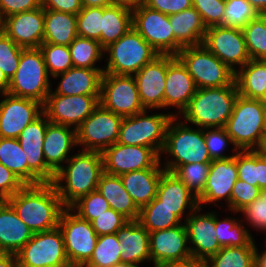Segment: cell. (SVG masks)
<instances>
[{
    "mask_svg": "<svg viewBox=\"0 0 266 267\" xmlns=\"http://www.w3.org/2000/svg\"><path fill=\"white\" fill-rule=\"evenodd\" d=\"M7 201L34 233L58 227L61 213L65 208L51 182L25 185Z\"/></svg>",
    "mask_w": 266,
    "mask_h": 267,
    "instance_id": "6da1fadb",
    "label": "cell"
},
{
    "mask_svg": "<svg viewBox=\"0 0 266 267\" xmlns=\"http://www.w3.org/2000/svg\"><path fill=\"white\" fill-rule=\"evenodd\" d=\"M65 163L67 166L63 165L55 173L51 183L64 207L70 208L80 198L97 190L104 167L102 154L95 151L79 150V153L70 157Z\"/></svg>",
    "mask_w": 266,
    "mask_h": 267,
    "instance_id": "7a4b0ae2",
    "label": "cell"
},
{
    "mask_svg": "<svg viewBox=\"0 0 266 267\" xmlns=\"http://www.w3.org/2000/svg\"><path fill=\"white\" fill-rule=\"evenodd\" d=\"M238 95L236 85L197 89L182 112L184 122L203 129L223 128L233 112Z\"/></svg>",
    "mask_w": 266,
    "mask_h": 267,
    "instance_id": "3957f363",
    "label": "cell"
},
{
    "mask_svg": "<svg viewBox=\"0 0 266 267\" xmlns=\"http://www.w3.org/2000/svg\"><path fill=\"white\" fill-rule=\"evenodd\" d=\"M174 116L167 127L162 153L172 157L164 164L165 171L173 172L178 166L191 163H211V157L204 139V129H192ZM178 123H177V122Z\"/></svg>",
    "mask_w": 266,
    "mask_h": 267,
    "instance_id": "277c9868",
    "label": "cell"
},
{
    "mask_svg": "<svg viewBox=\"0 0 266 267\" xmlns=\"http://www.w3.org/2000/svg\"><path fill=\"white\" fill-rule=\"evenodd\" d=\"M264 111L265 104L261 100L238 95L224 127L233 142V152L256 150L262 146L265 137Z\"/></svg>",
    "mask_w": 266,
    "mask_h": 267,
    "instance_id": "5b68a950",
    "label": "cell"
},
{
    "mask_svg": "<svg viewBox=\"0 0 266 267\" xmlns=\"http://www.w3.org/2000/svg\"><path fill=\"white\" fill-rule=\"evenodd\" d=\"M49 77L40 48H23L18 69L10 80L8 94L44 105L52 90Z\"/></svg>",
    "mask_w": 266,
    "mask_h": 267,
    "instance_id": "8992f818",
    "label": "cell"
},
{
    "mask_svg": "<svg viewBox=\"0 0 266 267\" xmlns=\"http://www.w3.org/2000/svg\"><path fill=\"white\" fill-rule=\"evenodd\" d=\"M107 66L104 73L133 76L159 54L134 29L104 49Z\"/></svg>",
    "mask_w": 266,
    "mask_h": 267,
    "instance_id": "52a82bcc",
    "label": "cell"
},
{
    "mask_svg": "<svg viewBox=\"0 0 266 267\" xmlns=\"http://www.w3.org/2000/svg\"><path fill=\"white\" fill-rule=\"evenodd\" d=\"M176 56L186 66L197 89L236 85L235 72L202 44L183 47Z\"/></svg>",
    "mask_w": 266,
    "mask_h": 267,
    "instance_id": "ba28073f",
    "label": "cell"
},
{
    "mask_svg": "<svg viewBox=\"0 0 266 267\" xmlns=\"http://www.w3.org/2000/svg\"><path fill=\"white\" fill-rule=\"evenodd\" d=\"M174 116L177 114L148 115L144 110L133 116L124 117L117 143L150 147L160 156L165 144L168 124Z\"/></svg>",
    "mask_w": 266,
    "mask_h": 267,
    "instance_id": "9c48e42d",
    "label": "cell"
},
{
    "mask_svg": "<svg viewBox=\"0 0 266 267\" xmlns=\"http://www.w3.org/2000/svg\"><path fill=\"white\" fill-rule=\"evenodd\" d=\"M16 255L19 267H60L69 262L59 227L34 233Z\"/></svg>",
    "mask_w": 266,
    "mask_h": 267,
    "instance_id": "30bf717a",
    "label": "cell"
},
{
    "mask_svg": "<svg viewBox=\"0 0 266 267\" xmlns=\"http://www.w3.org/2000/svg\"><path fill=\"white\" fill-rule=\"evenodd\" d=\"M123 117L99 105L76 129L77 146L102 153L117 143Z\"/></svg>",
    "mask_w": 266,
    "mask_h": 267,
    "instance_id": "8fae6325",
    "label": "cell"
},
{
    "mask_svg": "<svg viewBox=\"0 0 266 267\" xmlns=\"http://www.w3.org/2000/svg\"><path fill=\"white\" fill-rule=\"evenodd\" d=\"M72 211L71 208H64L58 227L63 236L68 261L86 264L93 255L98 235L91 222Z\"/></svg>",
    "mask_w": 266,
    "mask_h": 267,
    "instance_id": "7c38bea8",
    "label": "cell"
},
{
    "mask_svg": "<svg viewBox=\"0 0 266 267\" xmlns=\"http://www.w3.org/2000/svg\"><path fill=\"white\" fill-rule=\"evenodd\" d=\"M100 105L121 117H130L146 110L140 100L134 76L103 73Z\"/></svg>",
    "mask_w": 266,
    "mask_h": 267,
    "instance_id": "4fadbf2b",
    "label": "cell"
},
{
    "mask_svg": "<svg viewBox=\"0 0 266 267\" xmlns=\"http://www.w3.org/2000/svg\"><path fill=\"white\" fill-rule=\"evenodd\" d=\"M49 120L42 113L36 120L28 124L17 138L24 150L28 163V185L52 182L55 173L46 165L43 142Z\"/></svg>",
    "mask_w": 266,
    "mask_h": 267,
    "instance_id": "5bb4252c",
    "label": "cell"
},
{
    "mask_svg": "<svg viewBox=\"0 0 266 267\" xmlns=\"http://www.w3.org/2000/svg\"><path fill=\"white\" fill-rule=\"evenodd\" d=\"M202 45L234 72L237 71L236 66L241 69L251 59L243 31L239 28L208 27Z\"/></svg>",
    "mask_w": 266,
    "mask_h": 267,
    "instance_id": "9a60e30c",
    "label": "cell"
},
{
    "mask_svg": "<svg viewBox=\"0 0 266 267\" xmlns=\"http://www.w3.org/2000/svg\"><path fill=\"white\" fill-rule=\"evenodd\" d=\"M48 94L43 113L49 122L77 129L100 105V96Z\"/></svg>",
    "mask_w": 266,
    "mask_h": 267,
    "instance_id": "2e32d148",
    "label": "cell"
},
{
    "mask_svg": "<svg viewBox=\"0 0 266 267\" xmlns=\"http://www.w3.org/2000/svg\"><path fill=\"white\" fill-rule=\"evenodd\" d=\"M132 24L158 54L174 55V34L168 15L143 4L132 9Z\"/></svg>",
    "mask_w": 266,
    "mask_h": 267,
    "instance_id": "e0dca14e",
    "label": "cell"
},
{
    "mask_svg": "<svg viewBox=\"0 0 266 267\" xmlns=\"http://www.w3.org/2000/svg\"><path fill=\"white\" fill-rule=\"evenodd\" d=\"M104 172L121 176L131 171L152 168L160 156L150 147L115 143L102 153Z\"/></svg>",
    "mask_w": 266,
    "mask_h": 267,
    "instance_id": "ac0fdd59",
    "label": "cell"
},
{
    "mask_svg": "<svg viewBox=\"0 0 266 267\" xmlns=\"http://www.w3.org/2000/svg\"><path fill=\"white\" fill-rule=\"evenodd\" d=\"M0 101V137L18 138L22 130L43 113V105L35 100L9 94Z\"/></svg>",
    "mask_w": 266,
    "mask_h": 267,
    "instance_id": "d6986e66",
    "label": "cell"
},
{
    "mask_svg": "<svg viewBox=\"0 0 266 267\" xmlns=\"http://www.w3.org/2000/svg\"><path fill=\"white\" fill-rule=\"evenodd\" d=\"M201 209V207H198L193 212L186 215L183 223L187 231L192 257L206 262L211 256L215 255L221 247L216 238L215 212L199 214L198 212H200Z\"/></svg>",
    "mask_w": 266,
    "mask_h": 267,
    "instance_id": "ffe728a7",
    "label": "cell"
},
{
    "mask_svg": "<svg viewBox=\"0 0 266 267\" xmlns=\"http://www.w3.org/2000/svg\"><path fill=\"white\" fill-rule=\"evenodd\" d=\"M167 68L168 54H159L133 75L141 103L146 110L164 108Z\"/></svg>",
    "mask_w": 266,
    "mask_h": 267,
    "instance_id": "44dd1931",
    "label": "cell"
},
{
    "mask_svg": "<svg viewBox=\"0 0 266 267\" xmlns=\"http://www.w3.org/2000/svg\"><path fill=\"white\" fill-rule=\"evenodd\" d=\"M184 223L172 228L149 232L152 265L183 261L192 257Z\"/></svg>",
    "mask_w": 266,
    "mask_h": 267,
    "instance_id": "7402d4cb",
    "label": "cell"
},
{
    "mask_svg": "<svg viewBox=\"0 0 266 267\" xmlns=\"http://www.w3.org/2000/svg\"><path fill=\"white\" fill-rule=\"evenodd\" d=\"M238 180L237 151L228 159L212 160L203 191L197 196L199 207L202 204L216 203L222 199L230 203L233 186Z\"/></svg>",
    "mask_w": 266,
    "mask_h": 267,
    "instance_id": "603a6c76",
    "label": "cell"
},
{
    "mask_svg": "<svg viewBox=\"0 0 266 267\" xmlns=\"http://www.w3.org/2000/svg\"><path fill=\"white\" fill-rule=\"evenodd\" d=\"M2 31L20 47L39 48L44 38V8L4 18Z\"/></svg>",
    "mask_w": 266,
    "mask_h": 267,
    "instance_id": "cb8c5ba5",
    "label": "cell"
},
{
    "mask_svg": "<svg viewBox=\"0 0 266 267\" xmlns=\"http://www.w3.org/2000/svg\"><path fill=\"white\" fill-rule=\"evenodd\" d=\"M164 109L175 106L178 113L188 107L197 87L186 66L175 55L168 54V68L165 79Z\"/></svg>",
    "mask_w": 266,
    "mask_h": 267,
    "instance_id": "d4e9b609",
    "label": "cell"
},
{
    "mask_svg": "<svg viewBox=\"0 0 266 267\" xmlns=\"http://www.w3.org/2000/svg\"><path fill=\"white\" fill-rule=\"evenodd\" d=\"M156 198L161 205L172 210L182 220L186 208L189 213L199 207L198 197L173 172L164 171L161 175Z\"/></svg>",
    "mask_w": 266,
    "mask_h": 267,
    "instance_id": "484cf974",
    "label": "cell"
},
{
    "mask_svg": "<svg viewBox=\"0 0 266 267\" xmlns=\"http://www.w3.org/2000/svg\"><path fill=\"white\" fill-rule=\"evenodd\" d=\"M77 146L76 129L49 122L43 142L46 165L56 173L71 156V148Z\"/></svg>",
    "mask_w": 266,
    "mask_h": 267,
    "instance_id": "4316f807",
    "label": "cell"
},
{
    "mask_svg": "<svg viewBox=\"0 0 266 267\" xmlns=\"http://www.w3.org/2000/svg\"><path fill=\"white\" fill-rule=\"evenodd\" d=\"M33 234L11 204L0 201V253L17 254Z\"/></svg>",
    "mask_w": 266,
    "mask_h": 267,
    "instance_id": "83f0119b",
    "label": "cell"
},
{
    "mask_svg": "<svg viewBox=\"0 0 266 267\" xmlns=\"http://www.w3.org/2000/svg\"><path fill=\"white\" fill-rule=\"evenodd\" d=\"M161 166L160 156V160L152 168L131 171L120 176L124 188L139 209L156 197L161 175L165 171Z\"/></svg>",
    "mask_w": 266,
    "mask_h": 267,
    "instance_id": "f1b7e54d",
    "label": "cell"
},
{
    "mask_svg": "<svg viewBox=\"0 0 266 267\" xmlns=\"http://www.w3.org/2000/svg\"><path fill=\"white\" fill-rule=\"evenodd\" d=\"M121 245V262L139 265L151 262L149 231L138 221H128L116 232Z\"/></svg>",
    "mask_w": 266,
    "mask_h": 267,
    "instance_id": "f546056e",
    "label": "cell"
},
{
    "mask_svg": "<svg viewBox=\"0 0 266 267\" xmlns=\"http://www.w3.org/2000/svg\"><path fill=\"white\" fill-rule=\"evenodd\" d=\"M104 69L72 67L52 78L61 77L54 94L66 96H100L101 79Z\"/></svg>",
    "mask_w": 266,
    "mask_h": 267,
    "instance_id": "4dcf8cb0",
    "label": "cell"
},
{
    "mask_svg": "<svg viewBox=\"0 0 266 267\" xmlns=\"http://www.w3.org/2000/svg\"><path fill=\"white\" fill-rule=\"evenodd\" d=\"M174 34V55L183 47L201 45L207 27L204 25L199 12L192 6L177 14L169 16Z\"/></svg>",
    "mask_w": 266,
    "mask_h": 267,
    "instance_id": "1f68e13d",
    "label": "cell"
},
{
    "mask_svg": "<svg viewBox=\"0 0 266 267\" xmlns=\"http://www.w3.org/2000/svg\"><path fill=\"white\" fill-rule=\"evenodd\" d=\"M97 190L109 202L110 208L122 214L129 221L139 219L140 209L124 188L120 176L103 173L98 181Z\"/></svg>",
    "mask_w": 266,
    "mask_h": 267,
    "instance_id": "d6a6232c",
    "label": "cell"
},
{
    "mask_svg": "<svg viewBox=\"0 0 266 267\" xmlns=\"http://www.w3.org/2000/svg\"><path fill=\"white\" fill-rule=\"evenodd\" d=\"M77 36L76 14L44 9L43 43L69 46Z\"/></svg>",
    "mask_w": 266,
    "mask_h": 267,
    "instance_id": "836d02e7",
    "label": "cell"
},
{
    "mask_svg": "<svg viewBox=\"0 0 266 267\" xmlns=\"http://www.w3.org/2000/svg\"><path fill=\"white\" fill-rule=\"evenodd\" d=\"M235 83L240 96L261 100L266 92V61L250 59L235 72Z\"/></svg>",
    "mask_w": 266,
    "mask_h": 267,
    "instance_id": "e575fe53",
    "label": "cell"
},
{
    "mask_svg": "<svg viewBox=\"0 0 266 267\" xmlns=\"http://www.w3.org/2000/svg\"><path fill=\"white\" fill-rule=\"evenodd\" d=\"M132 28L131 8L117 4L103 7L101 47L105 49Z\"/></svg>",
    "mask_w": 266,
    "mask_h": 267,
    "instance_id": "d590c367",
    "label": "cell"
},
{
    "mask_svg": "<svg viewBox=\"0 0 266 267\" xmlns=\"http://www.w3.org/2000/svg\"><path fill=\"white\" fill-rule=\"evenodd\" d=\"M215 212V230L216 238L220 247H241V246H256L251 233L241 223L242 220L235 218H224L219 220Z\"/></svg>",
    "mask_w": 266,
    "mask_h": 267,
    "instance_id": "8d00e7d4",
    "label": "cell"
},
{
    "mask_svg": "<svg viewBox=\"0 0 266 267\" xmlns=\"http://www.w3.org/2000/svg\"><path fill=\"white\" fill-rule=\"evenodd\" d=\"M238 179L259 188L266 186V162L256 150L237 151Z\"/></svg>",
    "mask_w": 266,
    "mask_h": 267,
    "instance_id": "74e56055",
    "label": "cell"
},
{
    "mask_svg": "<svg viewBox=\"0 0 266 267\" xmlns=\"http://www.w3.org/2000/svg\"><path fill=\"white\" fill-rule=\"evenodd\" d=\"M138 221L149 231H159L182 224L172 210L161 205L156 197L140 209Z\"/></svg>",
    "mask_w": 266,
    "mask_h": 267,
    "instance_id": "f35d334b",
    "label": "cell"
},
{
    "mask_svg": "<svg viewBox=\"0 0 266 267\" xmlns=\"http://www.w3.org/2000/svg\"><path fill=\"white\" fill-rule=\"evenodd\" d=\"M68 47L73 67L104 69L95 65L105 56L99 41L77 36Z\"/></svg>",
    "mask_w": 266,
    "mask_h": 267,
    "instance_id": "ab89813d",
    "label": "cell"
},
{
    "mask_svg": "<svg viewBox=\"0 0 266 267\" xmlns=\"http://www.w3.org/2000/svg\"><path fill=\"white\" fill-rule=\"evenodd\" d=\"M0 163L28 185V163L17 138L0 137Z\"/></svg>",
    "mask_w": 266,
    "mask_h": 267,
    "instance_id": "60d3db41",
    "label": "cell"
},
{
    "mask_svg": "<svg viewBox=\"0 0 266 267\" xmlns=\"http://www.w3.org/2000/svg\"><path fill=\"white\" fill-rule=\"evenodd\" d=\"M257 246L222 247L206 261L207 267H255Z\"/></svg>",
    "mask_w": 266,
    "mask_h": 267,
    "instance_id": "b9f144b4",
    "label": "cell"
},
{
    "mask_svg": "<svg viewBox=\"0 0 266 267\" xmlns=\"http://www.w3.org/2000/svg\"><path fill=\"white\" fill-rule=\"evenodd\" d=\"M242 31L250 58L266 61V13H258Z\"/></svg>",
    "mask_w": 266,
    "mask_h": 267,
    "instance_id": "7bdbcfd3",
    "label": "cell"
},
{
    "mask_svg": "<svg viewBox=\"0 0 266 267\" xmlns=\"http://www.w3.org/2000/svg\"><path fill=\"white\" fill-rule=\"evenodd\" d=\"M121 262V245L115 234L98 236L96 246L85 267H111Z\"/></svg>",
    "mask_w": 266,
    "mask_h": 267,
    "instance_id": "ee69618b",
    "label": "cell"
},
{
    "mask_svg": "<svg viewBox=\"0 0 266 267\" xmlns=\"http://www.w3.org/2000/svg\"><path fill=\"white\" fill-rule=\"evenodd\" d=\"M39 48L43 53L45 65L51 77L73 67L68 46L42 43Z\"/></svg>",
    "mask_w": 266,
    "mask_h": 267,
    "instance_id": "f6af8a7d",
    "label": "cell"
},
{
    "mask_svg": "<svg viewBox=\"0 0 266 267\" xmlns=\"http://www.w3.org/2000/svg\"><path fill=\"white\" fill-rule=\"evenodd\" d=\"M257 16V11L247 0H225L223 26L243 29Z\"/></svg>",
    "mask_w": 266,
    "mask_h": 267,
    "instance_id": "bcb514c9",
    "label": "cell"
},
{
    "mask_svg": "<svg viewBox=\"0 0 266 267\" xmlns=\"http://www.w3.org/2000/svg\"><path fill=\"white\" fill-rule=\"evenodd\" d=\"M103 7H83L77 14V35L101 45Z\"/></svg>",
    "mask_w": 266,
    "mask_h": 267,
    "instance_id": "7dc6e473",
    "label": "cell"
},
{
    "mask_svg": "<svg viewBox=\"0 0 266 267\" xmlns=\"http://www.w3.org/2000/svg\"><path fill=\"white\" fill-rule=\"evenodd\" d=\"M210 163H191L178 166L173 173L197 196L203 191Z\"/></svg>",
    "mask_w": 266,
    "mask_h": 267,
    "instance_id": "c3c4849f",
    "label": "cell"
},
{
    "mask_svg": "<svg viewBox=\"0 0 266 267\" xmlns=\"http://www.w3.org/2000/svg\"><path fill=\"white\" fill-rule=\"evenodd\" d=\"M70 208L81 218L91 222L110 209V205L104 196L95 190L80 198Z\"/></svg>",
    "mask_w": 266,
    "mask_h": 267,
    "instance_id": "681fc988",
    "label": "cell"
},
{
    "mask_svg": "<svg viewBox=\"0 0 266 267\" xmlns=\"http://www.w3.org/2000/svg\"><path fill=\"white\" fill-rule=\"evenodd\" d=\"M23 47L15 44L3 31H0V69L11 80L20 61Z\"/></svg>",
    "mask_w": 266,
    "mask_h": 267,
    "instance_id": "f907efd6",
    "label": "cell"
},
{
    "mask_svg": "<svg viewBox=\"0 0 266 267\" xmlns=\"http://www.w3.org/2000/svg\"><path fill=\"white\" fill-rule=\"evenodd\" d=\"M204 139L207 146V150L211 157V160L228 159L234 155L223 154L222 151L226 150L227 144H232L231 137L227 134L226 129L223 128H204Z\"/></svg>",
    "mask_w": 266,
    "mask_h": 267,
    "instance_id": "816d5d0a",
    "label": "cell"
},
{
    "mask_svg": "<svg viewBox=\"0 0 266 267\" xmlns=\"http://www.w3.org/2000/svg\"><path fill=\"white\" fill-rule=\"evenodd\" d=\"M192 6L199 12L207 28L223 26L225 0H192Z\"/></svg>",
    "mask_w": 266,
    "mask_h": 267,
    "instance_id": "f5cc1de1",
    "label": "cell"
},
{
    "mask_svg": "<svg viewBox=\"0 0 266 267\" xmlns=\"http://www.w3.org/2000/svg\"><path fill=\"white\" fill-rule=\"evenodd\" d=\"M260 188L248 184L243 180H237L233 186L230 203L227 205L229 211L238 213L248 204L259 198Z\"/></svg>",
    "mask_w": 266,
    "mask_h": 267,
    "instance_id": "db71d44e",
    "label": "cell"
},
{
    "mask_svg": "<svg viewBox=\"0 0 266 267\" xmlns=\"http://www.w3.org/2000/svg\"><path fill=\"white\" fill-rule=\"evenodd\" d=\"M129 220L122 214L110 208L102 215L91 221V225L98 236L115 234L121 227H123Z\"/></svg>",
    "mask_w": 266,
    "mask_h": 267,
    "instance_id": "11a10c76",
    "label": "cell"
},
{
    "mask_svg": "<svg viewBox=\"0 0 266 267\" xmlns=\"http://www.w3.org/2000/svg\"><path fill=\"white\" fill-rule=\"evenodd\" d=\"M239 212L244 215L247 224L249 222L256 230L266 232V201L259 197Z\"/></svg>",
    "mask_w": 266,
    "mask_h": 267,
    "instance_id": "9f6ffc18",
    "label": "cell"
},
{
    "mask_svg": "<svg viewBox=\"0 0 266 267\" xmlns=\"http://www.w3.org/2000/svg\"><path fill=\"white\" fill-rule=\"evenodd\" d=\"M24 186L17 175L0 163V201H7Z\"/></svg>",
    "mask_w": 266,
    "mask_h": 267,
    "instance_id": "6f0895ef",
    "label": "cell"
},
{
    "mask_svg": "<svg viewBox=\"0 0 266 267\" xmlns=\"http://www.w3.org/2000/svg\"><path fill=\"white\" fill-rule=\"evenodd\" d=\"M41 7V0H0V19Z\"/></svg>",
    "mask_w": 266,
    "mask_h": 267,
    "instance_id": "680465c9",
    "label": "cell"
},
{
    "mask_svg": "<svg viewBox=\"0 0 266 267\" xmlns=\"http://www.w3.org/2000/svg\"><path fill=\"white\" fill-rule=\"evenodd\" d=\"M144 5L170 16L191 8L192 0H145Z\"/></svg>",
    "mask_w": 266,
    "mask_h": 267,
    "instance_id": "91938a15",
    "label": "cell"
},
{
    "mask_svg": "<svg viewBox=\"0 0 266 267\" xmlns=\"http://www.w3.org/2000/svg\"><path fill=\"white\" fill-rule=\"evenodd\" d=\"M44 9L78 14L83 8L81 0H41Z\"/></svg>",
    "mask_w": 266,
    "mask_h": 267,
    "instance_id": "94428289",
    "label": "cell"
},
{
    "mask_svg": "<svg viewBox=\"0 0 266 267\" xmlns=\"http://www.w3.org/2000/svg\"><path fill=\"white\" fill-rule=\"evenodd\" d=\"M154 267H207V266L205 261L191 257L183 261L164 262L161 264H157Z\"/></svg>",
    "mask_w": 266,
    "mask_h": 267,
    "instance_id": "6125c7cd",
    "label": "cell"
},
{
    "mask_svg": "<svg viewBox=\"0 0 266 267\" xmlns=\"http://www.w3.org/2000/svg\"><path fill=\"white\" fill-rule=\"evenodd\" d=\"M0 267H19L17 255L0 253Z\"/></svg>",
    "mask_w": 266,
    "mask_h": 267,
    "instance_id": "be15d7a7",
    "label": "cell"
},
{
    "mask_svg": "<svg viewBox=\"0 0 266 267\" xmlns=\"http://www.w3.org/2000/svg\"><path fill=\"white\" fill-rule=\"evenodd\" d=\"M83 7H109L115 5L114 0H81Z\"/></svg>",
    "mask_w": 266,
    "mask_h": 267,
    "instance_id": "e7e4bbea",
    "label": "cell"
},
{
    "mask_svg": "<svg viewBox=\"0 0 266 267\" xmlns=\"http://www.w3.org/2000/svg\"><path fill=\"white\" fill-rule=\"evenodd\" d=\"M114 1L115 4L117 5H123L131 9L139 7L145 3V0H114Z\"/></svg>",
    "mask_w": 266,
    "mask_h": 267,
    "instance_id": "03108f58",
    "label": "cell"
},
{
    "mask_svg": "<svg viewBox=\"0 0 266 267\" xmlns=\"http://www.w3.org/2000/svg\"><path fill=\"white\" fill-rule=\"evenodd\" d=\"M10 80L5 76V74L0 69V94H8Z\"/></svg>",
    "mask_w": 266,
    "mask_h": 267,
    "instance_id": "003e7915",
    "label": "cell"
},
{
    "mask_svg": "<svg viewBox=\"0 0 266 267\" xmlns=\"http://www.w3.org/2000/svg\"><path fill=\"white\" fill-rule=\"evenodd\" d=\"M257 13H266V0H247Z\"/></svg>",
    "mask_w": 266,
    "mask_h": 267,
    "instance_id": "a7ac6f4b",
    "label": "cell"
},
{
    "mask_svg": "<svg viewBox=\"0 0 266 267\" xmlns=\"http://www.w3.org/2000/svg\"><path fill=\"white\" fill-rule=\"evenodd\" d=\"M255 267H266V251L259 252L258 248L255 251Z\"/></svg>",
    "mask_w": 266,
    "mask_h": 267,
    "instance_id": "89a4df30",
    "label": "cell"
},
{
    "mask_svg": "<svg viewBox=\"0 0 266 267\" xmlns=\"http://www.w3.org/2000/svg\"><path fill=\"white\" fill-rule=\"evenodd\" d=\"M111 267H140V266L133 264V263H128V262H118L117 264Z\"/></svg>",
    "mask_w": 266,
    "mask_h": 267,
    "instance_id": "2644e50d",
    "label": "cell"
},
{
    "mask_svg": "<svg viewBox=\"0 0 266 267\" xmlns=\"http://www.w3.org/2000/svg\"><path fill=\"white\" fill-rule=\"evenodd\" d=\"M60 267H85V264L68 262L67 264Z\"/></svg>",
    "mask_w": 266,
    "mask_h": 267,
    "instance_id": "8c879c8a",
    "label": "cell"
},
{
    "mask_svg": "<svg viewBox=\"0 0 266 267\" xmlns=\"http://www.w3.org/2000/svg\"><path fill=\"white\" fill-rule=\"evenodd\" d=\"M259 197H260L262 200L266 201V186L260 188V195H259Z\"/></svg>",
    "mask_w": 266,
    "mask_h": 267,
    "instance_id": "753ad0ef",
    "label": "cell"
},
{
    "mask_svg": "<svg viewBox=\"0 0 266 267\" xmlns=\"http://www.w3.org/2000/svg\"><path fill=\"white\" fill-rule=\"evenodd\" d=\"M256 151H266V136L264 137L262 146L258 149H256Z\"/></svg>",
    "mask_w": 266,
    "mask_h": 267,
    "instance_id": "34e18365",
    "label": "cell"
},
{
    "mask_svg": "<svg viewBox=\"0 0 266 267\" xmlns=\"http://www.w3.org/2000/svg\"><path fill=\"white\" fill-rule=\"evenodd\" d=\"M264 135L266 136V104H265V111H264Z\"/></svg>",
    "mask_w": 266,
    "mask_h": 267,
    "instance_id": "11e5206c",
    "label": "cell"
},
{
    "mask_svg": "<svg viewBox=\"0 0 266 267\" xmlns=\"http://www.w3.org/2000/svg\"><path fill=\"white\" fill-rule=\"evenodd\" d=\"M259 155L265 160L266 162V151H257Z\"/></svg>",
    "mask_w": 266,
    "mask_h": 267,
    "instance_id": "2a66077c",
    "label": "cell"
},
{
    "mask_svg": "<svg viewBox=\"0 0 266 267\" xmlns=\"http://www.w3.org/2000/svg\"><path fill=\"white\" fill-rule=\"evenodd\" d=\"M261 101H262L264 104H266V92H265L264 97L261 99Z\"/></svg>",
    "mask_w": 266,
    "mask_h": 267,
    "instance_id": "b9fcfbb0",
    "label": "cell"
},
{
    "mask_svg": "<svg viewBox=\"0 0 266 267\" xmlns=\"http://www.w3.org/2000/svg\"><path fill=\"white\" fill-rule=\"evenodd\" d=\"M0 31H2V20L0 19Z\"/></svg>",
    "mask_w": 266,
    "mask_h": 267,
    "instance_id": "09005b40",
    "label": "cell"
}]
</instances>
